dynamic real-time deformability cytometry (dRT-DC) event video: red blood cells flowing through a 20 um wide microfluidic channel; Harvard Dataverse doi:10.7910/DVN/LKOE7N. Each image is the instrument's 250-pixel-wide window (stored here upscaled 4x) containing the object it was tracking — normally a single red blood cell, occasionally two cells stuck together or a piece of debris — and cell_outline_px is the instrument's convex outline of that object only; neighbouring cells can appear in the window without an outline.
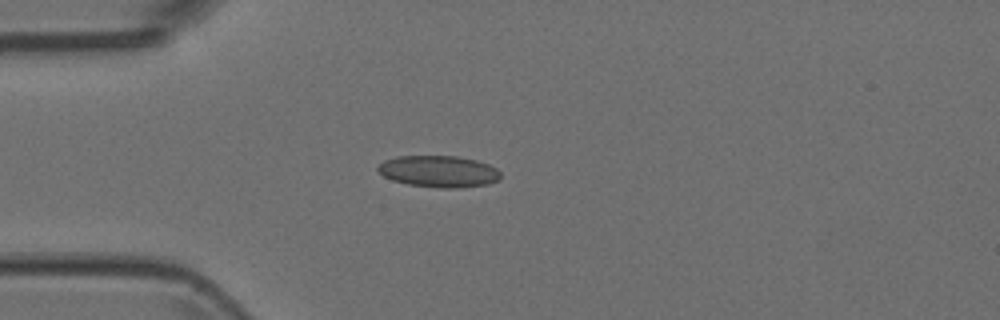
{"species": "Egyptian fruit bat (a non-hibernating species)", "species_latin": "Rousettus aegyptiacus", "temperature_condition": "room temperature", "stored_images_in_passage": 4, "camera_frame_rate_fps": 3000, "um_per_image_px": 0.085, "animal": {"sex": "female"}, "frame": {"image": 1, "passage_image": 3, "time_ms": 0.667, "image_size_px": [1000, 320], "cell_outline_px": [[500, 180], [488, 184], [460, 188], [440, 188], [408, 184], [392, 180], [384, 176], [376, 168], [384, 160], [396, 156], [456, 156], [476, 160], [488, 164], [496, 168], [500, 172]], "centroid_in_image_um": [37.31, 14.57], "position_along_channel_um": 47.7, "area_um2": 22.66}}